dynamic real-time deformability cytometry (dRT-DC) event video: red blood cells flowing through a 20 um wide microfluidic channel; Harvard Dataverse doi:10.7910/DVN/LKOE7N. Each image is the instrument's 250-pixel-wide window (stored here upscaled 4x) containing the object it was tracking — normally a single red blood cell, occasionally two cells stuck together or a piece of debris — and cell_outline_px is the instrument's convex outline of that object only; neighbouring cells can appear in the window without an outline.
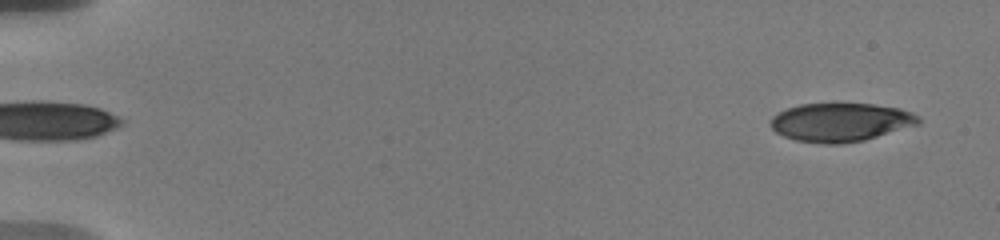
{"species": "human", "species_latin": "Homo sapiens", "temperature_condition": "warm", "stored_images_in_passage": 16, "camera_frame_rate_fps": 3000, "um_per_image_px": 0.085, "donor": {"sex": "male"}, "frame": {"image": 1, "passage_image": 2, "time_ms": 0.333, "image_size_px": [1000, 240], "cell_outline_px": [[920, 124], [864, 140], [840, 144], [824, 144], [796, 140], [784, 136], [776, 132], [768, 124], [772, 116], [788, 108], [800, 104], [872, 104], [900, 108], [912, 112], [920, 116]], "centroid_in_image_um": [71.46, 10.39], "position_along_channel_um": 13.5, "area_um2": 33.23}}
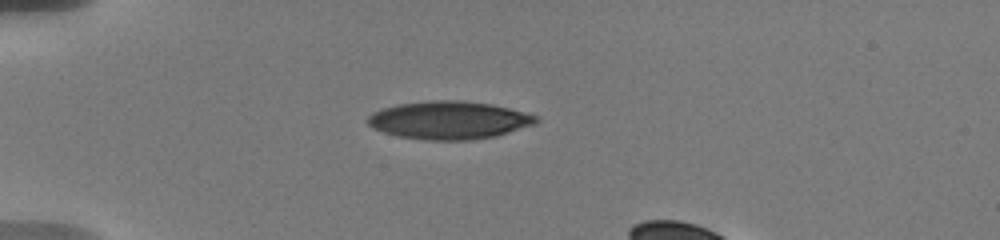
{"frame": {"image": 2, "passage_image": 12, "time_ms": 4.667, "image_size_px": [1000, 240], "cell_outline_px": [[540, 120], [536, 124], [496, 136], [468, 140], [428, 140], [400, 136], [384, 132], [368, 124], [368, 116], [372, 112], [384, 108], [400, 104], [432, 100], [464, 100], [492, 104], [508, 108], [536, 116]], "centroid_in_image_um": [38.2, 10.21], "position_along_channel_um": 46.8, "area_um2": 36.93}}